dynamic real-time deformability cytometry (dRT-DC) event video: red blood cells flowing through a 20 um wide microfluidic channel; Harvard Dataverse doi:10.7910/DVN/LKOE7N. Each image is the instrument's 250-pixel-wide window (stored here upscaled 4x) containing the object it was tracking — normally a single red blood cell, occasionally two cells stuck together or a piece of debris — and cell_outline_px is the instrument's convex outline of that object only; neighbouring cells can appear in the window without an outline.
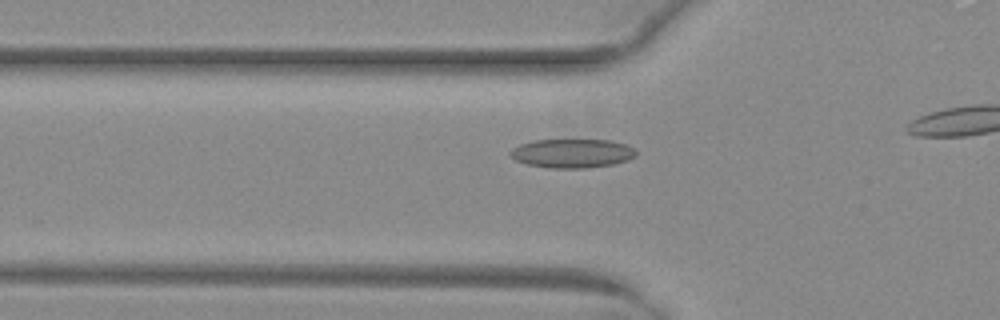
{"species": "common noctule bat (a hibernating species)", "species_latin": "Nyctalus noctula", "temperature_condition": "warm", "stored_images_in_passage": 21, "camera_frame_rate_fps": 3000, "um_per_image_px": 0.085, "animal": {"sex": "female", "body_mass_g": 29.2, "forearm_length_mm": 56.3}, "frame": {"image": 1, "passage_image": 3, "time_ms": 0.667, "image_size_px": [1000, 320], "cell_outline_px": [[636, 156], [628, 160], [612, 164], [588, 168], [548, 168], [528, 164], [516, 160], [508, 152], [512, 148], [520, 144], [536, 140], [612, 140], [624, 144], [632, 148], [636, 152]], "centroid_in_image_um": [48.63, 13.03], "position_along_channel_um": 77.2, "area_um2": 21.1}}
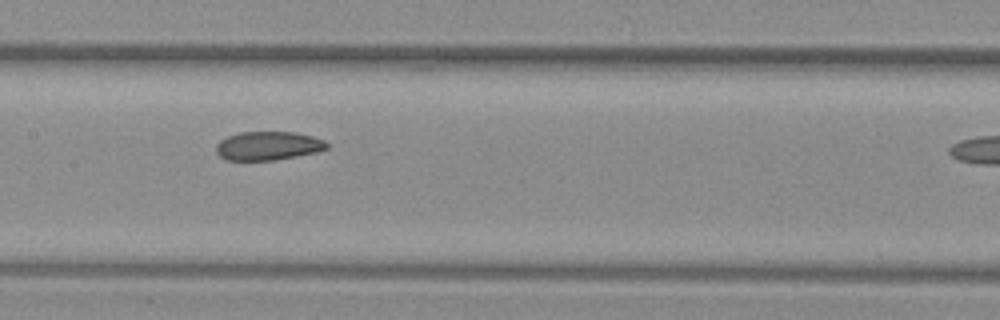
{"frame": {"image": 2, "passage_image": 11, "time_ms": 3.333, "image_size_px": [1000, 320], "cell_outline_px": [[328, 148], [316, 152], [296, 156], [272, 160], [224, 160], [216, 152], [216, 144], [220, 140], [228, 136], [240, 132], [296, 132], [312, 136], [324, 140], [328, 144]], "centroid_in_image_um": [22.77, 12.39], "position_along_channel_um": 184.6, "area_um2": 18.5}}
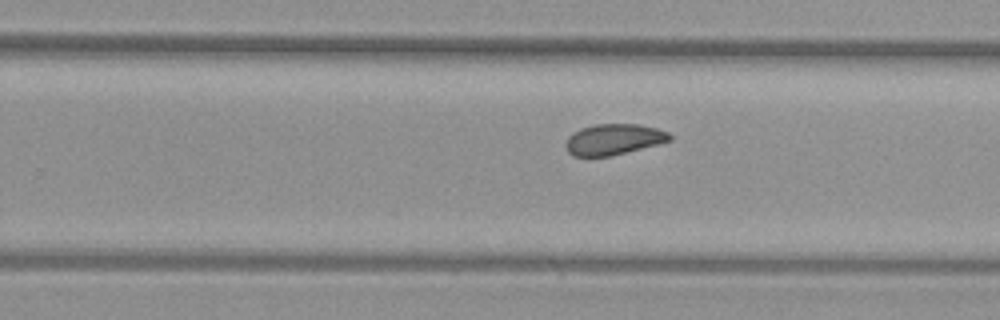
{"frame": {"image": 3, "passage_image": 18, "time_ms": 5.667, "image_size_px": [1000, 320], "cell_outline_px": [[672, 140], [608, 156], [572, 156], [568, 152], [564, 144], [568, 136], [572, 132], [580, 128], [592, 124], [640, 124], [656, 128], [668, 132], [672, 136]], "centroid_in_image_um": [52.11, 11.83], "position_along_channel_um": 277.7, "area_um2": 18.67}}